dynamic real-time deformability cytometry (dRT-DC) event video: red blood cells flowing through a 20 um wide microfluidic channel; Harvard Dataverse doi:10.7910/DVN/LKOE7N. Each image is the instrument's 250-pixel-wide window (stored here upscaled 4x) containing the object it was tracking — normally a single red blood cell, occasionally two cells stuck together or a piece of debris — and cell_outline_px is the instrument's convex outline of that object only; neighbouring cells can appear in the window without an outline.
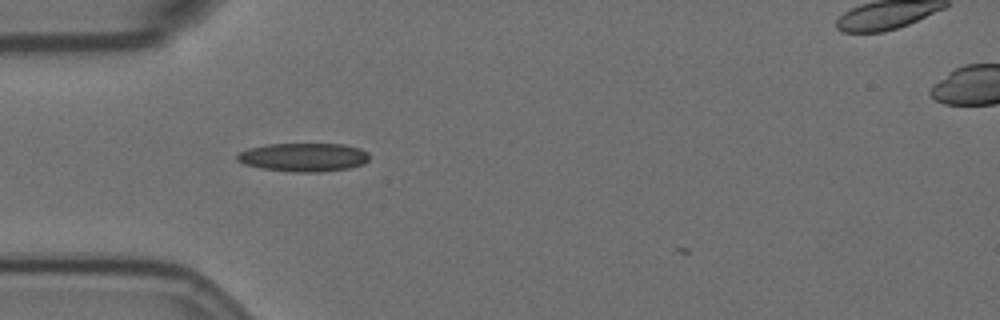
{"species": "Egyptian fruit bat (a non-hibernating species)", "species_latin": "Rousettus aegyptiacus", "temperature_condition": "room temperature", "stored_images_in_passage": 2, "camera_frame_rate_fps": 3000, "um_per_image_px": 0.085, "animal": {"sex": "female"}, "frame": {"image": 1, "passage_image": 1, "time_ms": 0.0, "image_size_px": [1000, 320], "cell_outline_px": [[368, 160], [364, 164], [348, 168], [320, 172], [292, 172], [260, 168], [244, 164], [236, 160], [236, 156], [240, 152], [248, 148], [268, 144], [344, 144], [360, 148], [368, 152]], "centroid_in_image_um": [25.8, 13.36], "position_along_channel_um": 59.2, "area_um2": 22.08}}